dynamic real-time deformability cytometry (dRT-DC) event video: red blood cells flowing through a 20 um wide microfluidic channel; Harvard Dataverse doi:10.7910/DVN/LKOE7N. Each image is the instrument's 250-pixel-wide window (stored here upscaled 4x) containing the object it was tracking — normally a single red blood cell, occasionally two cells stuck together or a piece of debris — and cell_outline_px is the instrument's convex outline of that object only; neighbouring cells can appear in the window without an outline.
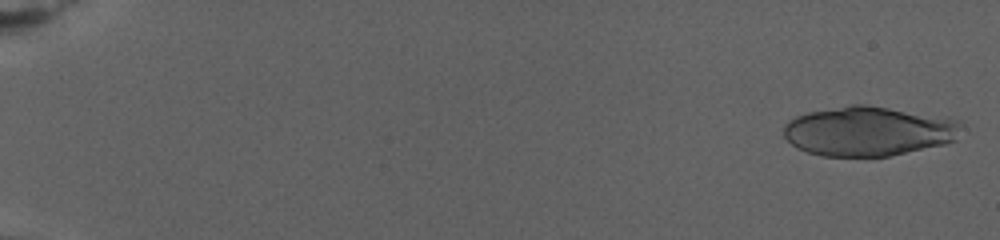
{"species": "human", "species_latin": "Homo sapiens", "temperature_condition": "warm", "stored_images_in_passage": 25, "camera_frame_rate_fps": 3000, "um_per_image_px": 0.085, "donor": {"sex": "female"}, "frame": {"image": 1, "passage_image": 1, "time_ms": 0.0, "image_size_px": [1000, 240], "cell_outline_px": [[960, 124], [956, 140], [944, 144], [888, 156], [824, 156], [808, 152], [796, 148], [784, 136], [784, 124], [788, 120], [796, 116], [808, 112], [852, 104], [864, 104], [948, 116], [960, 120]], "centroid_in_image_um": [73.83, 11.13], "position_along_channel_um": 11.2, "area_um2": 51.5}}
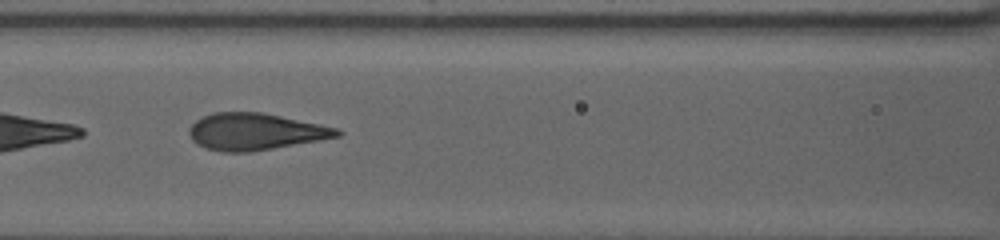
{"frame": {"image": 2, "passage_image": 20, "time_ms": 12.667, "image_size_px": [1000, 240], "cell_outline_px": [[344, 132], [340, 136], [252, 152], [220, 152], [204, 148], [196, 144], [192, 140], [188, 132], [188, 128], [196, 120], [212, 112], [260, 112], [280, 116], [336, 128]], "centroid_in_image_um": [21.63, 11.2], "position_along_channel_um": 145.0, "area_um2": 31.62}}
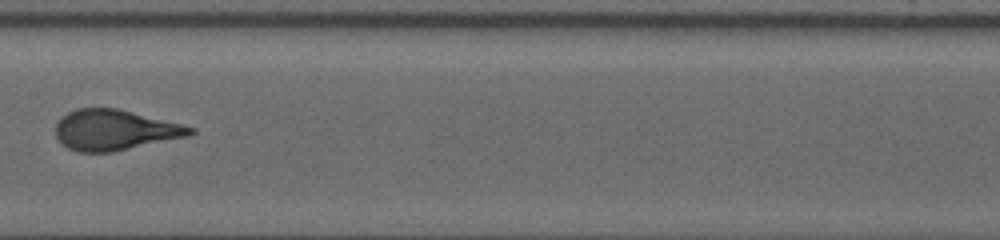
{"frame": {"image": 3, "passage_image": 23, "time_ms": 14.667, "image_size_px": [1000, 240], "cell_outline_px": [[196, 132], [188, 136], [112, 152], [76, 152], [68, 148], [56, 136], [56, 124], [60, 116], [76, 108], [120, 108], [196, 128]], "centroid_in_image_um": [9.75, 11.04], "position_along_channel_um": 197.7, "area_um2": 31.79}}